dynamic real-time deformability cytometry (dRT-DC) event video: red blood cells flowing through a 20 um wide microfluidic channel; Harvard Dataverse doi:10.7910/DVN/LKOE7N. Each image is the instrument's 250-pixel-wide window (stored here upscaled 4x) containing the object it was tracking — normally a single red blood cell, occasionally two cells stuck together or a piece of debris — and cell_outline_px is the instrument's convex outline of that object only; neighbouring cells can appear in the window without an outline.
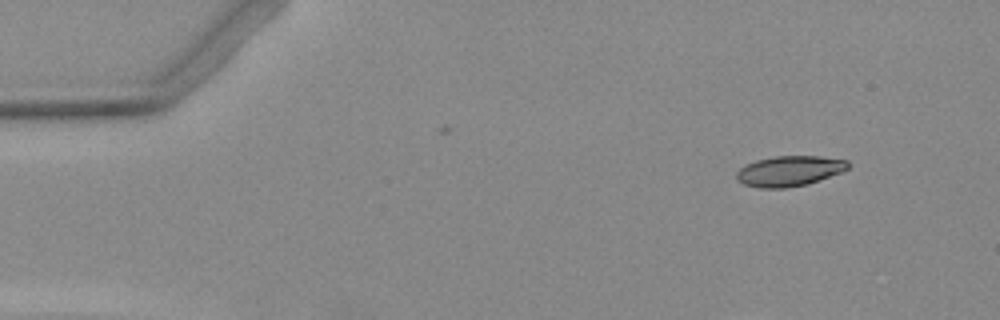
{"species": "Egyptian fruit bat (a non-hibernating species)", "species_latin": "Rousettus aegyptiacus", "temperature_condition": "warm", "stored_images_in_passage": 3, "camera_frame_rate_fps": 3000, "um_per_image_px": 0.085, "animal": {"sex": "female"}, "frame": {"image": 1, "passage_image": 1, "time_ms": 0.0, "image_size_px": [1000, 320], "cell_outline_px": [[848, 168], [844, 172], [808, 184], [784, 188], [760, 188], [744, 184], [736, 180], [736, 172], [740, 168], [756, 160], [776, 156], [820, 156], [848, 160]], "centroid_in_image_um": [67.12, 14.54], "position_along_channel_um": 17.9, "area_um2": 19.83}}